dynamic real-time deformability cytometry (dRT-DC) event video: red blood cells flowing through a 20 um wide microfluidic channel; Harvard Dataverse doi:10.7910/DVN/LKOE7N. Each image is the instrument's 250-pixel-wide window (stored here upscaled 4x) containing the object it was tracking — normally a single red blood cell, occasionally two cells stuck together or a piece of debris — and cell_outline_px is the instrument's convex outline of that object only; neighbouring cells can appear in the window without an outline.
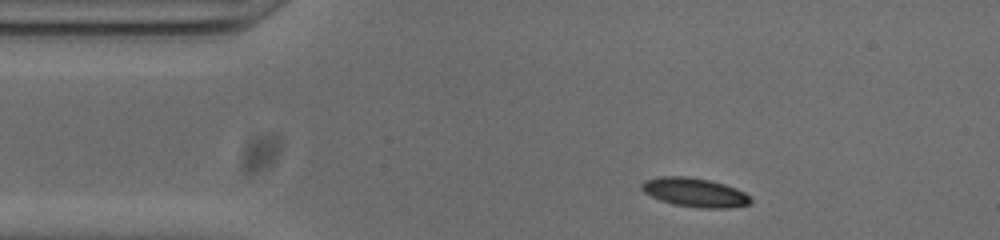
{"species": "common noctule bat (a hibernating species)", "species_latin": "Nyctalus noctula", "temperature_condition": "cold", "stored_images_in_passage": 45, "camera_frame_rate_fps": 3000, "um_per_image_px": 0.085, "animal": {"sex": "male", "body_mass_g": 20.0, "forearm_length_mm": 53.3}, "frame": {"image": 1, "passage_image": 1, "time_ms": 0.0, "image_size_px": [1000, 240], "cell_outline_px": [[752, 204], [728, 208], [700, 208], [672, 204], [660, 200], [644, 192], [640, 188], [640, 184], [644, 180], [660, 176], [684, 176], [708, 180], [724, 184], [736, 188], [752, 196]], "centroid_in_image_um": [59.07, 16.36], "position_along_channel_um": 25.9, "area_um2": 18.55}}
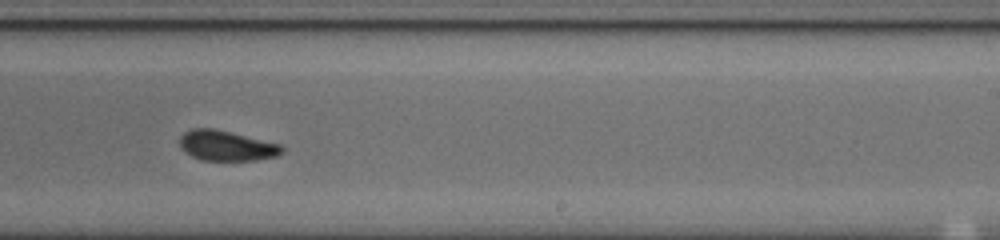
{"frame": {"image": 2, "passage_image": 24, "time_ms": 7.667, "image_size_px": [1000, 240], "cell_outline_px": [[284, 152], [276, 156], [256, 160], [204, 160], [192, 156], [180, 148], [180, 136], [184, 132], [192, 128], [212, 128], [280, 144], [284, 148]], "centroid_in_image_um": [19.24, 12.38], "position_along_channel_um": 269.8, "area_um2": 17.8}}
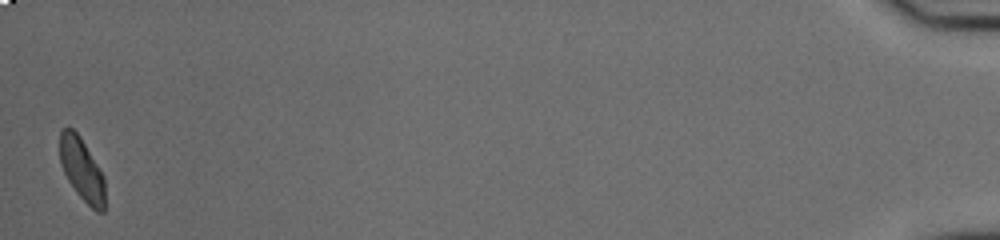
{"frame": {"image": 3, "passage_image": 45, "time_ms": 14.667, "image_size_px": [1000, 240], "cell_outline_px": [[104, 212], [96, 212], [76, 192], [68, 180], [60, 164], [60, 132], [64, 128], [72, 128], [80, 136], [104, 176]], "centroid_in_image_um": [6.95, 14.4], "position_along_channel_um": 428.2, "area_um2": 16.3}, "authors_computed_cell_mechanics": {"area_um2": 18.0336, "velocity_mm_per_s": 3.7964, "shape_relaxation_time_tau1_ms": 3.0128, "shape_relaxation_time_tau2_ms": 2.5765, "deformation_change_tau1": 0.1131, "deformation_change_tau2": 0.0693}}